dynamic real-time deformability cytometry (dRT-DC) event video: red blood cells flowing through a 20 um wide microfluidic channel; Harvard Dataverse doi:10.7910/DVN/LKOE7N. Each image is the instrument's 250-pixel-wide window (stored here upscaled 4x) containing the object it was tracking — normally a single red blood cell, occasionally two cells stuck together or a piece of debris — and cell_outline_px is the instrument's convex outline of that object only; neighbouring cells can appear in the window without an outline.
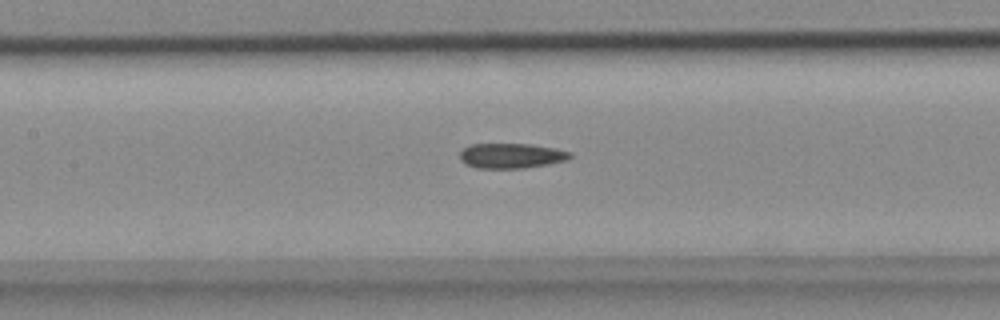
{"species": "common noctule bat (a hibernating species)", "species_latin": "Nyctalus noctula", "temperature_condition": "cold", "stored_images_in_passage": 42, "camera_frame_rate_fps": 3000, "um_per_image_px": 0.085, "animal": {"sex": "female", "body_mass_g": 18.4}, "frame": {"image": 1, "passage_image": 13, "time_ms": 4.0, "image_size_px": [1000, 320], "cell_outline_px": [[572, 156], [568, 160], [548, 164], [524, 168], [476, 168], [464, 164], [460, 160], [460, 152], [464, 148], [472, 144], [532, 144], [572, 152]], "centroid_in_image_um": [43.45, 13.24], "position_along_channel_um": 164.0, "area_um2": 16.13}}
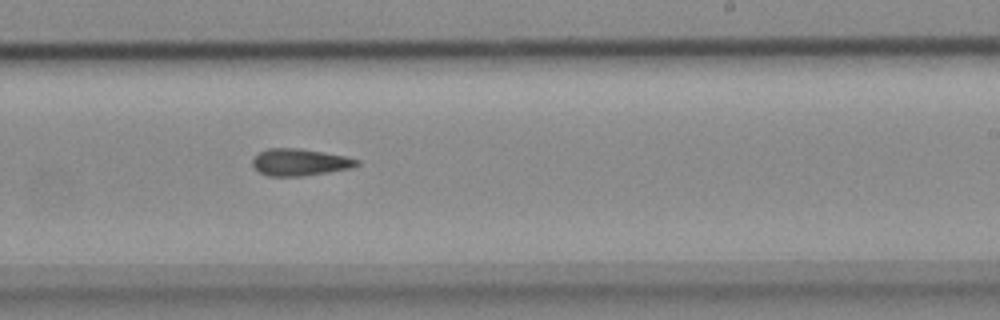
{"frame": {"image": 2, "passage_image": 21, "time_ms": 6.667, "image_size_px": [1000, 320], "cell_outline_px": [[360, 164], [348, 168], [304, 176], [268, 176], [260, 172], [252, 164], [252, 160], [260, 152], [268, 148], [300, 148], [344, 156], [360, 160]], "centroid_in_image_um": [25.47, 13.78], "position_along_channel_um": 263.5, "area_um2": 16.13}}
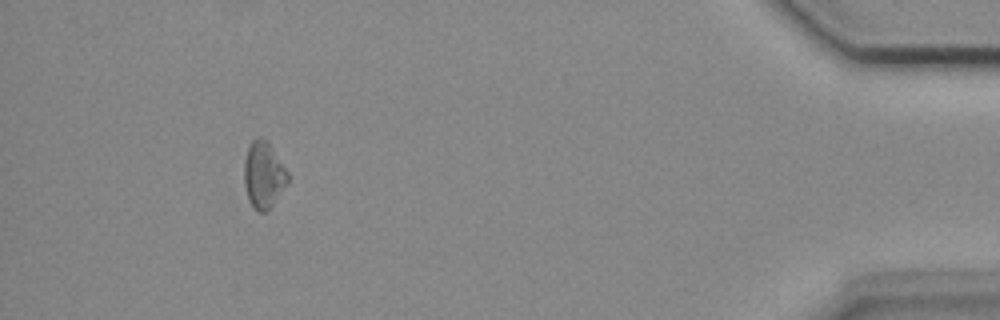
{"frame": {"image": 3, "passage_image": 38, "time_ms": 12.333, "image_size_px": [1000, 320], "cell_outline_px": [[288, 184], [272, 204], [264, 212], [256, 212], [252, 208], [248, 200], [244, 184], [244, 160], [248, 148], [252, 140], [260, 136], [268, 144], [288, 172]], "centroid_in_image_um": [22.38, 14.91], "position_along_channel_um": 412.8, "area_um2": 16.7}}